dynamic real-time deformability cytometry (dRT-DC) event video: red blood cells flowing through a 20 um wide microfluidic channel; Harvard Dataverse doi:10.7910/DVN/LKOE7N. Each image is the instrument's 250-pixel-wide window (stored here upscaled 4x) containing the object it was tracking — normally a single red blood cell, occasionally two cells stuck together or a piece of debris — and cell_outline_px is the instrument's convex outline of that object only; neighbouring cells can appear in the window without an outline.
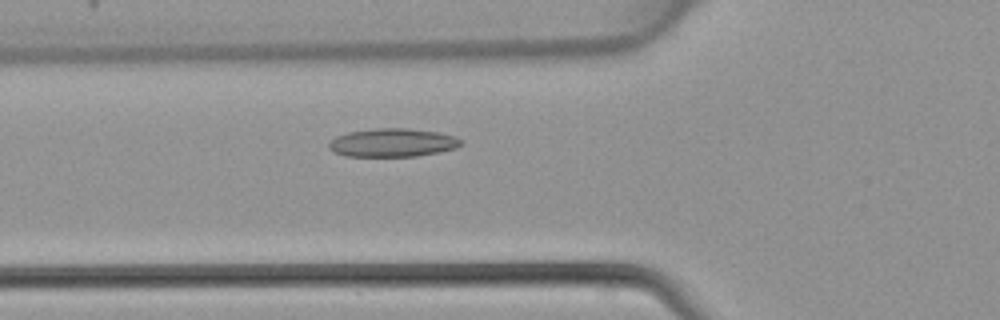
{"species": "common noctule bat (a hibernating species)", "species_latin": "Nyctalus noctula", "temperature_condition": "warm", "stored_images_in_passage": 44, "camera_frame_rate_fps": 3000, "um_per_image_px": 0.085, "animal": {"sex": "female", "body_mass_g": 22.7, "forearm_length_mm": 54.2}, "frame": {"image": 1, "passage_image": 15, "time_ms": 4.667, "image_size_px": [1000, 320], "cell_outline_px": [[464, 144], [456, 148], [440, 152], [416, 156], [344, 156], [332, 152], [328, 148], [328, 144], [336, 136], [348, 132], [376, 128], [408, 128], [436, 132], [456, 136], [464, 140]], "centroid_in_image_um": [33.39, 12.13], "position_along_channel_um": 92.4, "area_um2": 22.08}}
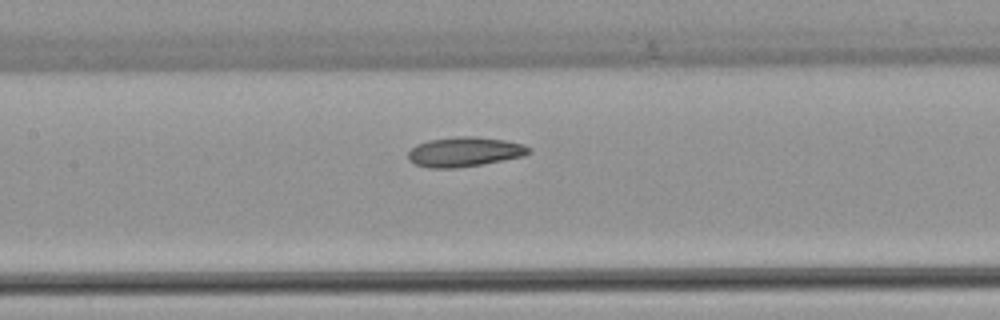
{"frame": {"image": 2, "passage_image": 20, "time_ms": 6.333, "image_size_px": [1000, 320], "cell_outline_px": [[532, 152], [524, 156], [480, 164], [456, 168], [428, 168], [416, 164], [408, 160], [408, 152], [416, 144], [428, 140], [456, 136], [476, 136], [504, 140], [524, 144], [532, 148]], "centroid_in_image_um": [39.49, 12.9], "position_along_channel_um": 167.9, "area_um2": 20.98}}
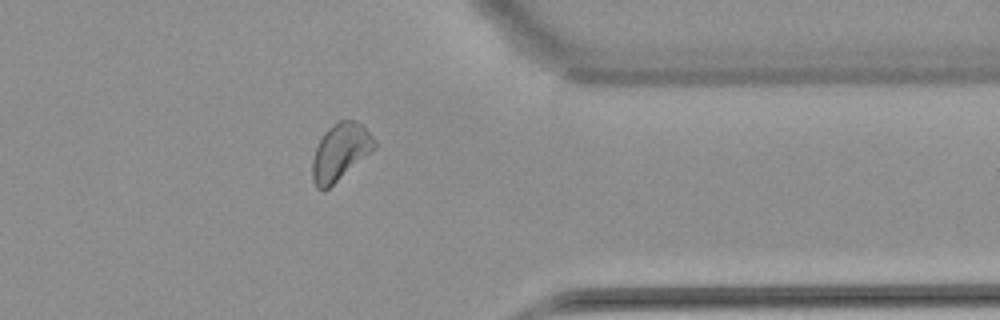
{"frame": {"image": 3, "passage_image": 35, "time_ms": 11.333, "image_size_px": [1000, 320], "cell_outline_px": [[376, 148], [372, 152], [324, 192], [316, 188], [312, 176], [312, 160], [316, 148], [324, 132], [332, 124], [340, 120], [356, 120], [372, 136], [376, 144]], "centroid_in_image_um": [28.91, 12.94], "position_along_channel_um": 382.5, "area_um2": 20.52}}